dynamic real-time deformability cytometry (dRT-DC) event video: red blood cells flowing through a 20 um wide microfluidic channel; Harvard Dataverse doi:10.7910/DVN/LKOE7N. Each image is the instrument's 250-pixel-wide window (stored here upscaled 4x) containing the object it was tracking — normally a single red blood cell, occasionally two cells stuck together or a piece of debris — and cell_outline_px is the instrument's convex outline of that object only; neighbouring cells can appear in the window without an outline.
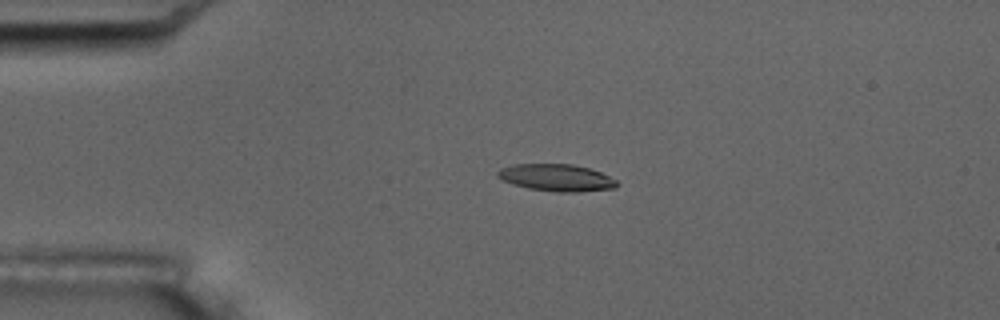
{"species": "common noctule bat (a hibernating species)", "species_latin": "Nyctalus noctula", "temperature_condition": "room temperature", "stored_images_in_passage": 5, "camera_frame_rate_fps": 3000, "um_per_image_px": 0.085, "animal": {"sex": "male", "body_mass_g": 17.5, "forearm_length_mm": 52.3}, "frame": {"image": 1, "passage_image": 4, "time_ms": 3.333, "image_size_px": [1000, 320], "cell_outline_px": [[620, 184], [616, 188], [580, 192], [556, 192], [528, 188], [512, 184], [496, 176], [496, 172], [500, 168], [512, 164], [572, 164], [588, 168], [600, 172], [616, 180]], "centroid_in_image_um": [47.3, 15.1], "position_along_channel_um": 37.7, "area_um2": 18.9}}